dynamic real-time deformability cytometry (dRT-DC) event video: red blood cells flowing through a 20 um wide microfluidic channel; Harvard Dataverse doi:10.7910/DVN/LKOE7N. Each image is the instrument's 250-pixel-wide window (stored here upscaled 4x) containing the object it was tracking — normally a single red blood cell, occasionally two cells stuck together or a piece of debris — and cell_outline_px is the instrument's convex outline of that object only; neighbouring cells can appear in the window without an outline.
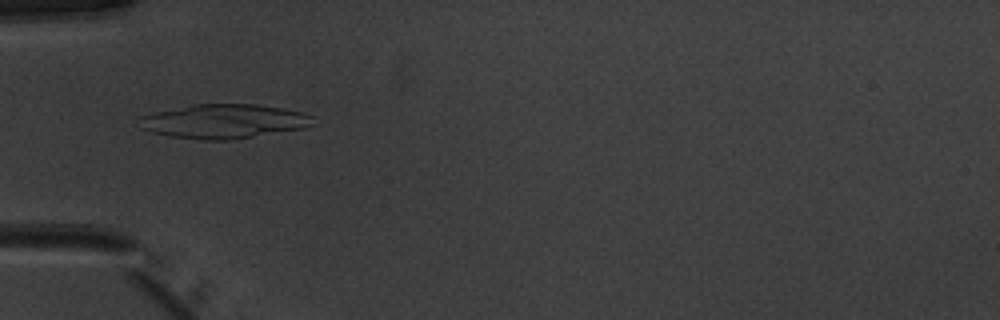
{"species": "common noctule bat (a hibernating species)", "species_latin": "Nyctalus noctula", "temperature_condition": "warm", "stored_images_in_passage": 6, "camera_frame_rate_fps": 3000, "um_per_image_px": 0.085, "animal": {"sex": "male", "body_mass_g": 20.1, "forearm_length_mm": 53.5}, "frame": {"image": 1, "passage_image": 1, "time_ms": 0.0, "image_size_px": [1000, 320], "cell_outline_px": [[312, 124], [304, 128], [228, 140], [204, 140], [172, 136], [152, 132], [140, 128], [140, 116], [152, 112], [192, 104], [256, 104], [304, 112], [312, 116]], "centroid_in_image_um": [18.99, 10.3], "position_along_channel_um": 66.0, "area_um2": 34.45}}